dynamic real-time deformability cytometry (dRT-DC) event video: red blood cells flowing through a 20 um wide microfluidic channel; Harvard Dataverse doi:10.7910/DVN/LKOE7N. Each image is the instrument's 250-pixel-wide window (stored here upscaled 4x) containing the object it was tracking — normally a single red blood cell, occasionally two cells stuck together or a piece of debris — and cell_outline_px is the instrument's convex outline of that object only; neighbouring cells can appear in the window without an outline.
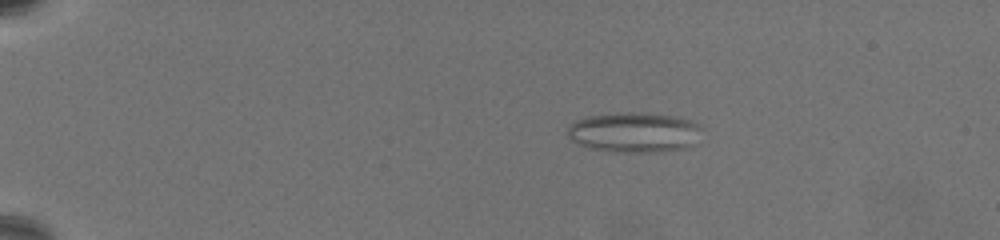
{"species": "common noctule bat (a hibernating species)", "species_latin": "Nyctalus noctula", "temperature_condition": "warm", "stored_images_in_passage": 63, "camera_frame_rate_fps": 3000, "um_per_image_px": 0.085, "animal": {"sex": "female", "body_mass_g": 19.5, "forearm_length_mm": 54.1}, "frame": {"image": 1, "passage_image": 10, "time_ms": 3.0, "image_size_px": [1000, 240], "cell_outline_px": [[700, 128], [696, 144], [688, 148], [652, 152], [616, 152], [588, 148], [572, 140], [568, 136], [568, 128], [576, 120], [588, 116], [624, 112], [644, 112], [676, 116], [692, 120], [700, 124]], "centroid_in_image_um": [53.95, 11.24], "position_along_channel_um": 31.0, "area_um2": 31.62}}
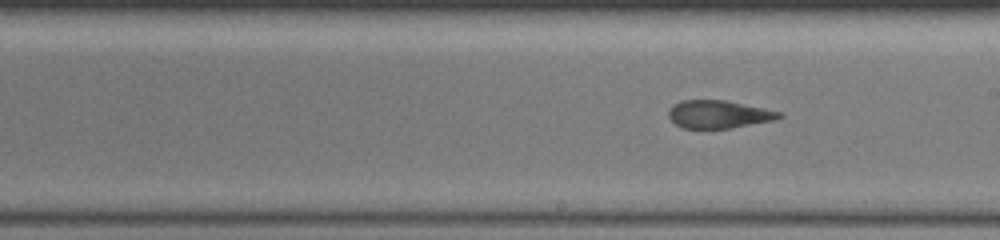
{"frame": {"image": 2, "passage_image": 37, "time_ms": 12.0, "image_size_px": [1000, 240], "cell_outline_px": [[784, 116], [776, 120], [732, 128], [684, 128], [676, 124], [668, 116], [668, 108], [672, 104], [680, 100], [724, 100], [784, 112]], "centroid_in_image_um": [61.11, 9.71], "position_along_channel_um": 227.9, "area_um2": 18.15}}
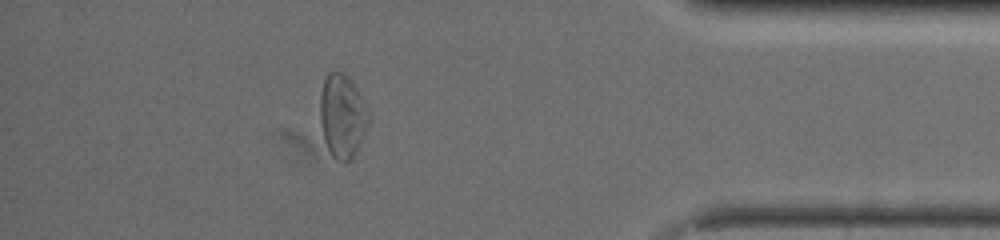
{"frame": {"image": 3, "passage_image": 56, "time_ms": 18.333, "image_size_px": [1000, 240], "cell_outline_px": [[368, 124], [360, 144], [356, 152], [344, 164], [336, 160], [332, 156], [324, 140], [320, 120], [320, 96], [324, 80], [328, 72], [344, 72], [348, 76], [356, 88], [368, 108]], "centroid_in_image_um": [29.09, 9.86], "position_along_channel_um": 406.1, "area_um2": 23.52}, "authors_computed_cell_mechanics": {"area_um2": 23.0622, "velocity_mm_per_s": 3.2718, "shape_relaxation_time_tau1_ms": null, "shape_relaxation_time_tau2_ms": 1.9685, "deformation_change_tau1": null, "deformation_change_tau2": 0.1146}}